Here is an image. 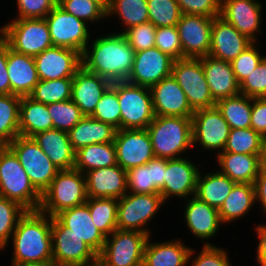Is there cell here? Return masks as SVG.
Masks as SVG:
<instances>
[{"label":"cell","mask_w":266,"mask_h":266,"mask_svg":"<svg viewBox=\"0 0 266 266\" xmlns=\"http://www.w3.org/2000/svg\"><path fill=\"white\" fill-rule=\"evenodd\" d=\"M253 43L222 17L213 18L210 56L232 62Z\"/></svg>","instance_id":"7402d4cb"},{"label":"cell","mask_w":266,"mask_h":266,"mask_svg":"<svg viewBox=\"0 0 266 266\" xmlns=\"http://www.w3.org/2000/svg\"><path fill=\"white\" fill-rule=\"evenodd\" d=\"M32 138L59 170L74 169L76 152L70 144L68 132L53 128Z\"/></svg>","instance_id":"83f0119b"},{"label":"cell","mask_w":266,"mask_h":266,"mask_svg":"<svg viewBox=\"0 0 266 266\" xmlns=\"http://www.w3.org/2000/svg\"><path fill=\"white\" fill-rule=\"evenodd\" d=\"M173 62L157 47L135 52L133 69L126 81L150 88L171 75Z\"/></svg>","instance_id":"e0dca14e"},{"label":"cell","mask_w":266,"mask_h":266,"mask_svg":"<svg viewBox=\"0 0 266 266\" xmlns=\"http://www.w3.org/2000/svg\"><path fill=\"white\" fill-rule=\"evenodd\" d=\"M256 201L259 200L263 210L266 212V172L259 171L254 183Z\"/></svg>","instance_id":"94428289"},{"label":"cell","mask_w":266,"mask_h":266,"mask_svg":"<svg viewBox=\"0 0 266 266\" xmlns=\"http://www.w3.org/2000/svg\"><path fill=\"white\" fill-rule=\"evenodd\" d=\"M90 215L97 229L105 236L117 229L118 199L87 198Z\"/></svg>","instance_id":"f35d334b"},{"label":"cell","mask_w":266,"mask_h":266,"mask_svg":"<svg viewBox=\"0 0 266 266\" xmlns=\"http://www.w3.org/2000/svg\"><path fill=\"white\" fill-rule=\"evenodd\" d=\"M58 5L87 23L107 17L108 0H58Z\"/></svg>","instance_id":"7bdbcfd3"},{"label":"cell","mask_w":266,"mask_h":266,"mask_svg":"<svg viewBox=\"0 0 266 266\" xmlns=\"http://www.w3.org/2000/svg\"><path fill=\"white\" fill-rule=\"evenodd\" d=\"M40 80L73 78L82 66L81 54L70 48L52 46L34 57Z\"/></svg>","instance_id":"ac0fdd59"},{"label":"cell","mask_w":266,"mask_h":266,"mask_svg":"<svg viewBox=\"0 0 266 266\" xmlns=\"http://www.w3.org/2000/svg\"><path fill=\"white\" fill-rule=\"evenodd\" d=\"M85 175L76 169L60 170L41 194L39 211L55 217L58 213L87 201Z\"/></svg>","instance_id":"5b68a950"},{"label":"cell","mask_w":266,"mask_h":266,"mask_svg":"<svg viewBox=\"0 0 266 266\" xmlns=\"http://www.w3.org/2000/svg\"><path fill=\"white\" fill-rule=\"evenodd\" d=\"M182 14L220 16L221 0H176Z\"/></svg>","instance_id":"11a10c76"},{"label":"cell","mask_w":266,"mask_h":266,"mask_svg":"<svg viewBox=\"0 0 266 266\" xmlns=\"http://www.w3.org/2000/svg\"><path fill=\"white\" fill-rule=\"evenodd\" d=\"M0 197L17 202L27 211L38 210L41 203V194L9 147L0 149Z\"/></svg>","instance_id":"277c9868"},{"label":"cell","mask_w":266,"mask_h":266,"mask_svg":"<svg viewBox=\"0 0 266 266\" xmlns=\"http://www.w3.org/2000/svg\"><path fill=\"white\" fill-rule=\"evenodd\" d=\"M255 187L250 183H236L218 209L222 223H230L246 214L255 203Z\"/></svg>","instance_id":"d590c367"},{"label":"cell","mask_w":266,"mask_h":266,"mask_svg":"<svg viewBox=\"0 0 266 266\" xmlns=\"http://www.w3.org/2000/svg\"><path fill=\"white\" fill-rule=\"evenodd\" d=\"M191 266H232L226 251L206 242Z\"/></svg>","instance_id":"9f6ffc18"},{"label":"cell","mask_w":266,"mask_h":266,"mask_svg":"<svg viewBox=\"0 0 266 266\" xmlns=\"http://www.w3.org/2000/svg\"><path fill=\"white\" fill-rule=\"evenodd\" d=\"M262 6L256 0H221L220 17L232 24L241 34L256 42L261 32Z\"/></svg>","instance_id":"44dd1931"},{"label":"cell","mask_w":266,"mask_h":266,"mask_svg":"<svg viewBox=\"0 0 266 266\" xmlns=\"http://www.w3.org/2000/svg\"><path fill=\"white\" fill-rule=\"evenodd\" d=\"M51 229L52 217L39 210L27 211L11 237L12 265L53 263Z\"/></svg>","instance_id":"7a4b0ae2"},{"label":"cell","mask_w":266,"mask_h":266,"mask_svg":"<svg viewBox=\"0 0 266 266\" xmlns=\"http://www.w3.org/2000/svg\"><path fill=\"white\" fill-rule=\"evenodd\" d=\"M155 116L192 117L186 94L172 75L150 87Z\"/></svg>","instance_id":"ffe728a7"},{"label":"cell","mask_w":266,"mask_h":266,"mask_svg":"<svg viewBox=\"0 0 266 266\" xmlns=\"http://www.w3.org/2000/svg\"><path fill=\"white\" fill-rule=\"evenodd\" d=\"M191 198L186 203L184 211L187 227L197 238L211 239L222 223L218 209L201 201L196 196Z\"/></svg>","instance_id":"f1b7e54d"},{"label":"cell","mask_w":266,"mask_h":266,"mask_svg":"<svg viewBox=\"0 0 266 266\" xmlns=\"http://www.w3.org/2000/svg\"><path fill=\"white\" fill-rule=\"evenodd\" d=\"M72 84L73 78L39 80L29 97L44 104L70 100Z\"/></svg>","instance_id":"60d3db41"},{"label":"cell","mask_w":266,"mask_h":266,"mask_svg":"<svg viewBox=\"0 0 266 266\" xmlns=\"http://www.w3.org/2000/svg\"><path fill=\"white\" fill-rule=\"evenodd\" d=\"M147 131L157 158H180V153L194 146L191 117L155 116Z\"/></svg>","instance_id":"3957f363"},{"label":"cell","mask_w":266,"mask_h":266,"mask_svg":"<svg viewBox=\"0 0 266 266\" xmlns=\"http://www.w3.org/2000/svg\"><path fill=\"white\" fill-rule=\"evenodd\" d=\"M263 137L253 128L231 129L225 148L221 152L260 154Z\"/></svg>","instance_id":"b9f144b4"},{"label":"cell","mask_w":266,"mask_h":266,"mask_svg":"<svg viewBox=\"0 0 266 266\" xmlns=\"http://www.w3.org/2000/svg\"><path fill=\"white\" fill-rule=\"evenodd\" d=\"M81 55L82 66L111 82L126 81L133 69L135 51L123 33L93 40Z\"/></svg>","instance_id":"6da1fadb"},{"label":"cell","mask_w":266,"mask_h":266,"mask_svg":"<svg viewBox=\"0 0 266 266\" xmlns=\"http://www.w3.org/2000/svg\"><path fill=\"white\" fill-rule=\"evenodd\" d=\"M11 94L7 71V42L0 36V95Z\"/></svg>","instance_id":"680465c9"},{"label":"cell","mask_w":266,"mask_h":266,"mask_svg":"<svg viewBox=\"0 0 266 266\" xmlns=\"http://www.w3.org/2000/svg\"><path fill=\"white\" fill-rule=\"evenodd\" d=\"M149 240L150 237L144 249L145 266H185L194 253L193 249L179 240L162 243H150Z\"/></svg>","instance_id":"f546056e"},{"label":"cell","mask_w":266,"mask_h":266,"mask_svg":"<svg viewBox=\"0 0 266 266\" xmlns=\"http://www.w3.org/2000/svg\"><path fill=\"white\" fill-rule=\"evenodd\" d=\"M114 144L117 164L126 171L144 165L155 157L147 129H119Z\"/></svg>","instance_id":"2e32d148"},{"label":"cell","mask_w":266,"mask_h":266,"mask_svg":"<svg viewBox=\"0 0 266 266\" xmlns=\"http://www.w3.org/2000/svg\"><path fill=\"white\" fill-rule=\"evenodd\" d=\"M235 184L233 180L219 171L204 176H201L199 172L195 196L208 205L219 209Z\"/></svg>","instance_id":"836d02e7"},{"label":"cell","mask_w":266,"mask_h":266,"mask_svg":"<svg viewBox=\"0 0 266 266\" xmlns=\"http://www.w3.org/2000/svg\"><path fill=\"white\" fill-rule=\"evenodd\" d=\"M163 204L160 193H126L118 199L117 229L143 232L150 236V231L144 229V226Z\"/></svg>","instance_id":"7c38bea8"},{"label":"cell","mask_w":266,"mask_h":266,"mask_svg":"<svg viewBox=\"0 0 266 266\" xmlns=\"http://www.w3.org/2000/svg\"><path fill=\"white\" fill-rule=\"evenodd\" d=\"M168 159L154 157L147 163L152 167V175L154 188L160 193V189L164 186L166 163Z\"/></svg>","instance_id":"91938a15"},{"label":"cell","mask_w":266,"mask_h":266,"mask_svg":"<svg viewBox=\"0 0 266 266\" xmlns=\"http://www.w3.org/2000/svg\"><path fill=\"white\" fill-rule=\"evenodd\" d=\"M27 212L15 201L0 197V250L7 246L19 219Z\"/></svg>","instance_id":"bcb514c9"},{"label":"cell","mask_w":266,"mask_h":266,"mask_svg":"<svg viewBox=\"0 0 266 266\" xmlns=\"http://www.w3.org/2000/svg\"><path fill=\"white\" fill-rule=\"evenodd\" d=\"M11 266H55L53 263H38V264H17Z\"/></svg>","instance_id":"e7e4bbea"},{"label":"cell","mask_w":266,"mask_h":266,"mask_svg":"<svg viewBox=\"0 0 266 266\" xmlns=\"http://www.w3.org/2000/svg\"><path fill=\"white\" fill-rule=\"evenodd\" d=\"M7 71L11 85V94L29 96L39 76L33 56L18 53L7 43Z\"/></svg>","instance_id":"4316f807"},{"label":"cell","mask_w":266,"mask_h":266,"mask_svg":"<svg viewBox=\"0 0 266 266\" xmlns=\"http://www.w3.org/2000/svg\"><path fill=\"white\" fill-rule=\"evenodd\" d=\"M50 129H53V122L47 104L36 102L29 96H22L19 113L20 135L32 137Z\"/></svg>","instance_id":"d6a6232c"},{"label":"cell","mask_w":266,"mask_h":266,"mask_svg":"<svg viewBox=\"0 0 266 266\" xmlns=\"http://www.w3.org/2000/svg\"><path fill=\"white\" fill-rule=\"evenodd\" d=\"M171 75L186 94L193 111L216 106L206 81L202 57L174 60Z\"/></svg>","instance_id":"30bf717a"},{"label":"cell","mask_w":266,"mask_h":266,"mask_svg":"<svg viewBox=\"0 0 266 266\" xmlns=\"http://www.w3.org/2000/svg\"><path fill=\"white\" fill-rule=\"evenodd\" d=\"M240 94L251 98L266 97V57L240 83Z\"/></svg>","instance_id":"816d5d0a"},{"label":"cell","mask_w":266,"mask_h":266,"mask_svg":"<svg viewBox=\"0 0 266 266\" xmlns=\"http://www.w3.org/2000/svg\"><path fill=\"white\" fill-rule=\"evenodd\" d=\"M21 96L0 95V146L8 145L20 135L19 113Z\"/></svg>","instance_id":"8d00e7d4"},{"label":"cell","mask_w":266,"mask_h":266,"mask_svg":"<svg viewBox=\"0 0 266 266\" xmlns=\"http://www.w3.org/2000/svg\"><path fill=\"white\" fill-rule=\"evenodd\" d=\"M121 33L127 38L135 52L155 47L156 26L151 22L130 27Z\"/></svg>","instance_id":"f907efd6"},{"label":"cell","mask_w":266,"mask_h":266,"mask_svg":"<svg viewBox=\"0 0 266 266\" xmlns=\"http://www.w3.org/2000/svg\"><path fill=\"white\" fill-rule=\"evenodd\" d=\"M55 217L71 232L79 236L97 255L101 253L106 237L93 223L86 203L64 210Z\"/></svg>","instance_id":"484cf974"},{"label":"cell","mask_w":266,"mask_h":266,"mask_svg":"<svg viewBox=\"0 0 266 266\" xmlns=\"http://www.w3.org/2000/svg\"><path fill=\"white\" fill-rule=\"evenodd\" d=\"M120 107V129H147L155 117L149 87L127 81L112 82Z\"/></svg>","instance_id":"8992f818"},{"label":"cell","mask_w":266,"mask_h":266,"mask_svg":"<svg viewBox=\"0 0 266 266\" xmlns=\"http://www.w3.org/2000/svg\"><path fill=\"white\" fill-rule=\"evenodd\" d=\"M155 47L174 60L183 59V51L176 26L156 28Z\"/></svg>","instance_id":"681fc988"},{"label":"cell","mask_w":266,"mask_h":266,"mask_svg":"<svg viewBox=\"0 0 266 266\" xmlns=\"http://www.w3.org/2000/svg\"><path fill=\"white\" fill-rule=\"evenodd\" d=\"M191 119L193 145L200 142L203 149L224 150L231 128L217 106L196 110Z\"/></svg>","instance_id":"5bb4252c"},{"label":"cell","mask_w":266,"mask_h":266,"mask_svg":"<svg viewBox=\"0 0 266 266\" xmlns=\"http://www.w3.org/2000/svg\"><path fill=\"white\" fill-rule=\"evenodd\" d=\"M217 156L221 167L220 173L228 176L235 183H255L260 171V154L219 152Z\"/></svg>","instance_id":"4dcf8cb0"},{"label":"cell","mask_w":266,"mask_h":266,"mask_svg":"<svg viewBox=\"0 0 266 266\" xmlns=\"http://www.w3.org/2000/svg\"><path fill=\"white\" fill-rule=\"evenodd\" d=\"M120 107L117 91L110 86L100 98L93 114V119L112 125L117 130L120 129Z\"/></svg>","instance_id":"7dc6e473"},{"label":"cell","mask_w":266,"mask_h":266,"mask_svg":"<svg viewBox=\"0 0 266 266\" xmlns=\"http://www.w3.org/2000/svg\"><path fill=\"white\" fill-rule=\"evenodd\" d=\"M252 102L253 98L238 94L219 100L216 106L231 129H247L251 127Z\"/></svg>","instance_id":"74e56055"},{"label":"cell","mask_w":266,"mask_h":266,"mask_svg":"<svg viewBox=\"0 0 266 266\" xmlns=\"http://www.w3.org/2000/svg\"><path fill=\"white\" fill-rule=\"evenodd\" d=\"M128 192L135 194H154L159 193L154 188L152 167L146 163L141 166L133 167L126 171Z\"/></svg>","instance_id":"c3c4849f"},{"label":"cell","mask_w":266,"mask_h":266,"mask_svg":"<svg viewBox=\"0 0 266 266\" xmlns=\"http://www.w3.org/2000/svg\"><path fill=\"white\" fill-rule=\"evenodd\" d=\"M259 162H260V171L266 172V137H264L262 141Z\"/></svg>","instance_id":"be15d7a7"},{"label":"cell","mask_w":266,"mask_h":266,"mask_svg":"<svg viewBox=\"0 0 266 266\" xmlns=\"http://www.w3.org/2000/svg\"><path fill=\"white\" fill-rule=\"evenodd\" d=\"M18 17L16 19L45 18L58 4V0H16Z\"/></svg>","instance_id":"db71d44e"},{"label":"cell","mask_w":266,"mask_h":266,"mask_svg":"<svg viewBox=\"0 0 266 266\" xmlns=\"http://www.w3.org/2000/svg\"><path fill=\"white\" fill-rule=\"evenodd\" d=\"M117 129L112 125L84 116L69 132L74 151L96 143L114 142Z\"/></svg>","instance_id":"1f68e13d"},{"label":"cell","mask_w":266,"mask_h":266,"mask_svg":"<svg viewBox=\"0 0 266 266\" xmlns=\"http://www.w3.org/2000/svg\"><path fill=\"white\" fill-rule=\"evenodd\" d=\"M202 67L210 93L216 103L240 94V84L234 75L231 62L207 55L202 57Z\"/></svg>","instance_id":"d4e9b609"},{"label":"cell","mask_w":266,"mask_h":266,"mask_svg":"<svg viewBox=\"0 0 266 266\" xmlns=\"http://www.w3.org/2000/svg\"><path fill=\"white\" fill-rule=\"evenodd\" d=\"M110 236L106 237L98 255L97 266L143 265L144 249L150 237L148 234L116 229Z\"/></svg>","instance_id":"ba28073f"},{"label":"cell","mask_w":266,"mask_h":266,"mask_svg":"<svg viewBox=\"0 0 266 266\" xmlns=\"http://www.w3.org/2000/svg\"><path fill=\"white\" fill-rule=\"evenodd\" d=\"M251 128L266 137V97L253 98L251 112Z\"/></svg>","instance_id":"6f0895ef"},{"label":"cell","mask_w":266,"mask_h":266,"mask_svg":"<svg viewBox=\"0 0 266 266\" xmlns=\"http://www.w3.org/2000/svg\"><path fill=\"white\" fill-rule=\"evenodd\" d=\"M0 34L11 49L33 57L53 46L45 18L14 19Z\"/></svg>","instance_id":"52a82bcc"},{"label":"cell","mask_w":266,"mask_h":266,"mask_svg":"<svg viewBox=\"0 0 266 266\" xmlns=\"http://www.w3.org/2000/svg\"><path fill=\"white\" fill-rule=\"evenodd\" d=\"M112 82L81 66L73 77L71 100L84 116H91L100 98Z\"/></svg>","instance_id":"cb8c5ba5"},{"label":"cell","mask_w":266,"mask_h":266,"mask_svg":"<svg viewBox=\"0 0 266 266\" xmlns=\"http://www.w3.org/2000/svg\"><path fill=\"white\" fill-rule=\"evenodd\" d=\"M213 18L182 14L176 27L183 58H201L210 54Z\"/></svg>","instance_id":"9a60e30c"},{"label":"cell","mask_w":266,"mask_h":266,"mask_svg":"<svg viewBox=\"0 0 266 266\" xmlns=\"http://www.w3.org/2000/svg\"><path fill=\"white\" fill-rule=\"evenodd\" d=\"M255 42L248 46L232 62L234 75L240 84L254 70L265 56H261Z\"/></svg>","instance_id":"f5cc1de1"},{"label":"cell","mask_w":266,"mask_h":266,"mask_svg":"<svg viewBox=\"0 0 266 266\" xmlns=\"http://www.w3.org/2000/svg\"><path fill=\"white\" fill-rule=\"evenodd\" d=\"M53 128L69 132L83 117L80 108L70 99L47 104Z\"/></svg>","instance_id":"f6af8a7d"},{"label":"cell","mask_w":266,"mask_h":266,"mask_svg":"<svg viewBox=\"0 0 266 266\" xmlns=\"http://www.w3.org/2000/svg\"><path fill=\"white\" fill-rule=\"evenodd\" d=\"M189 159L183 157L168 159L166 163L164 186L160 189L163 201L171 196L185 198L195 196L197 178L200 170Z\"/></svg>","instance_id":"d6986e66"},{"label":"cell","mask_w":266,"mask_h":266,"mask_svg":"<svg viewBox=\"0 0 266 266\" xmlns=\"http://www.w3.org/2000/svg\"><path fill=\"white\" fill-rule=\"evenodd\" d=\"M259 237L257 246V262L260 266H266V225H259L256 227Z\"/></svg>","instance_id":"6125c7cd"},{"label":"cell","mask_w":266,"mask_h":266,"mask_svg":"<svg viewBox=\"0 0 266 266\" xmlns=\"http://www.w3.org/2000/svg\"><path fill=\"white\" fill-rule=\"evenodd\" d=\"M149 22L156 28L176 26L182 15L176 0H147Z\"/></svg>","instance_id":"ee69618b"},{"label":"cell","mask_w":266,"mask_h":266,"mask_svg":"<svg viewBox=\"0 0 266 266\" xmlns=\"http://www.w3.org/2000/svg\"><path fill=\"white\" fill-rule=\"evenodd\" d=\"M88 198H122L128 191L127 173L120 165L90 170L85 174Z\"/></svg>","instance_id":"603a6c76"},{"label":"cell","mask_w":266,"mask_h":266,"mask_svg":"<svg viewBox=\"0 0 266 266\" xmlns=\"http://www.w3.org/2000/svg\"><path fill=\"white\" fill-rule=\"evenodd\" d=\"M51 235L55 266L98 265V255L56 217H52Z\"/></svg>","instance_id":"8fae6325"},{"label":"cell","mask_w":266,"mask_h":266,"mask_svg":"<svg viewBox=\"0 0 266 266\" xmlns=\"http://www.w3.org/2000/svg\"><path fill=\"white\" fill-rule=\"evenodd\" d=\"M117 164L114 142L87 145L75 153L74 169L85 174L90 170L110 167Z\"/></svg>","instance_id":"e575fe53"},{"label":"cell","mask_w":266,"mask_h":266,"mask_svg":"<svg viewBox=\"0 0 266 266\" xmlns=\"http://www.w3.org/2000/svg\"><path fill=\"white\" fill-rule=\"evenodd\" d=\"M119 15L125 30L149 22L147 0H108L107 16Z\"/></svg>","instance_id":"ab89813d"},{"label":"cell","mask_w":266,"mask_h":266,"mask_svg":"<svg viewBox=\"0 0 266 266\" xmlns=\"http://www.w3.org/2000/svg\"><path fill=\"white\" fill-rule=\"evenodd\" d=\"M8 147L15 153L31 184L42 194L60 171L32 137L17 136Z\"/></svg>","instance_id":"9c48e42d"},{"label":"cell","mask_w":266,"mask_h":266,"mask_svg":"<svg viewBox=\"0 0 266 266\" xmlns=\"http://www.w3.org/2000/svg\"><path fill=\"white\" fill-rule=\"evenodd\" d=\"M53 46L70 48L81 55L88 48L90 33L86 22L67 13L58 4L45 17Z\"/></svg>","instance_id":"4fadbf2b"}]
</instances>
